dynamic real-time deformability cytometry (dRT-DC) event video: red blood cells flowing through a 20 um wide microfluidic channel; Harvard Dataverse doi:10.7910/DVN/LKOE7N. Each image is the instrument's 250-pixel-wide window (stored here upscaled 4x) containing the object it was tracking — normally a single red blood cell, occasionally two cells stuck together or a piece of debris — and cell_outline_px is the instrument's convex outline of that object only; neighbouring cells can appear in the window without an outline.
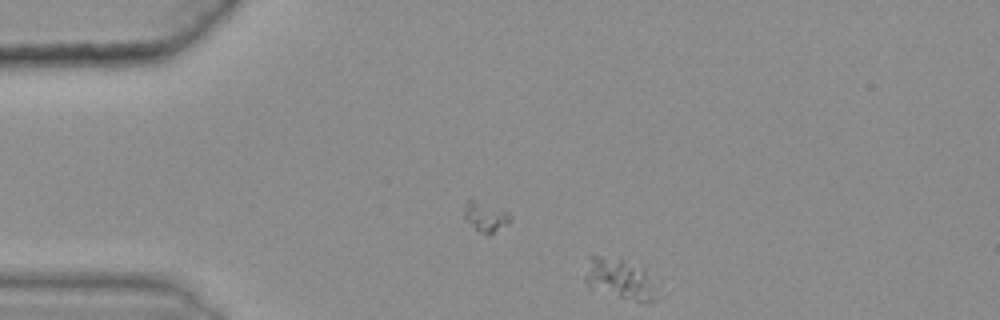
{"species": "common noctule bat (a hibernating species)", "species_latin": "Nyctalus noctula", "temperature_condition": "warm", "stored_images_in_passage": 13, "camera_frame_rate_fps": 3000, "um_per_image_px": 0.085, "animal": {"sex": "female", "body_mass_g": 25.1}, "frame": {"image": 1, "passage_image": 13, "time_ms": 4.0, "image_size_px": [1000, 320], "cell_outline_px": [[660, 296], [652, 304], [640, 304], [588, 288], [584, 280], [584, 276], [588, 256], [600, 256], [624, 260], [644, 268]], "centroid_in_image_um": [52.7, 23.78], "position_along_channel_um": 32.3, "area_um2": 17.74}}